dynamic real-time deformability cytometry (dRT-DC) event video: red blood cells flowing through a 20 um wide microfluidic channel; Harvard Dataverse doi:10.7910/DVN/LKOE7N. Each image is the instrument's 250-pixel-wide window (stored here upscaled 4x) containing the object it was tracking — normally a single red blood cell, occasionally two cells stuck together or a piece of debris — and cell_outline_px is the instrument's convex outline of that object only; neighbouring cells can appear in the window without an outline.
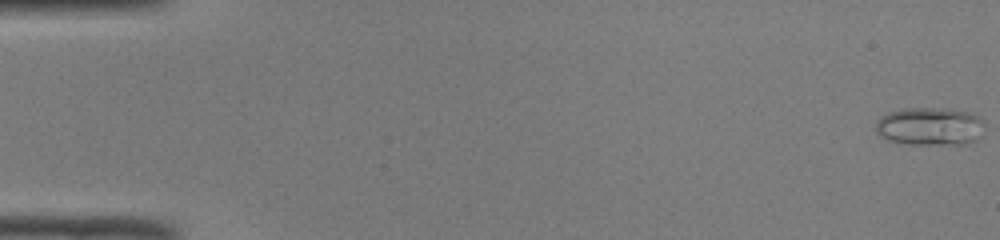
{"species": "common noctule bat (a hibernating species)", "species_latin": "Nyctalus noctula", "temperature_condition": "room temperature", "stored_images_in_passage": 51, "camera_frame_rate_fps": 3000, "um_per_image_px": 0.085, "animal": {"sex": "male", "body_mass_g": 19.0, "forearm_length_mm": 50.8}, "frame": {"image": 1, "passage_image": 1, "time_ms": 0.0, "image_size_px": [1000, 240], "cell_outline_px": [[984, 124], [980, 136], [976, 140], [964, 144], [904, 144], [888, 140], [880, 136], [876, 132], [876, 120], [880, 116], [888, 112], [900, 108], [948, 108], [968, 112], [984, 120]], "centroid_in_image_um": [79.01, 10.73], "position_along_channel_um": 6.0, "area_um2": 24.45}}
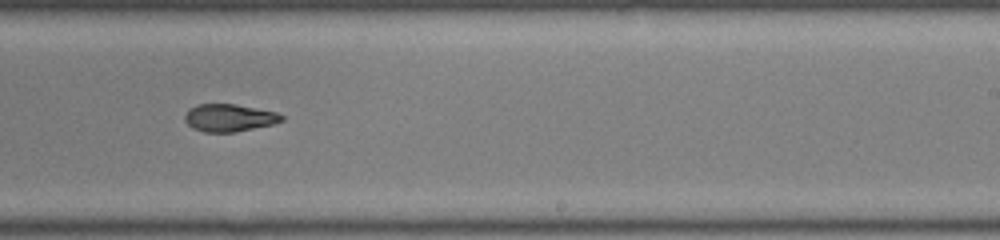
{"frame": {"image": 2, "passage_image": 32, "time_ms": 10.333, "image_size_px": [1000, 240], "cell_outline_px": [[284, 120], [272, 124], [236, 132], [204, 132], [192, 128], [184, 120], [184, 116], [188, 108], [196, 104], [236, 104], [276, 112], [284, 116]], "centroid_in_image_um": [19.45, 10.01], "position_along_channel_um": 269.6, "area_um2": 15.61}}
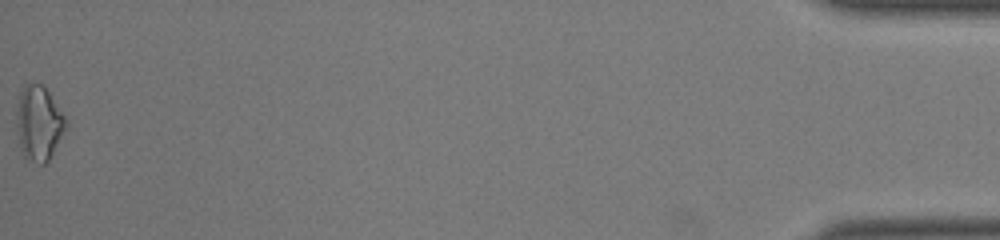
{"frame": {"image": 3, "passage_image": 51, "time_ms": 16.667, "image_size_px": [1000, 240], "cell_outline_px": [[68, 124], [48, 160], [44, 164], [40, 164], [24, 156], [20, 148], [16, 124], [16, 112], [20, 92], [24, 84], [44, 84], [64, 116]], "centroid_in_image_um": [3.28, 10.44], "position_along_channel_um": 431.9, "area_um2": 21.21}, "authors_computed_cell_mechanics": {"area_um2": 16.8776, "velocity_mm_per_s": 4.0849, "shape_relaxation_time_tau1_ms": null, "shape_relaxation_time_tau2_ms": 6.4153, "deformation_change_tau1": null, "deformation_change_tau2": 0.1306}}